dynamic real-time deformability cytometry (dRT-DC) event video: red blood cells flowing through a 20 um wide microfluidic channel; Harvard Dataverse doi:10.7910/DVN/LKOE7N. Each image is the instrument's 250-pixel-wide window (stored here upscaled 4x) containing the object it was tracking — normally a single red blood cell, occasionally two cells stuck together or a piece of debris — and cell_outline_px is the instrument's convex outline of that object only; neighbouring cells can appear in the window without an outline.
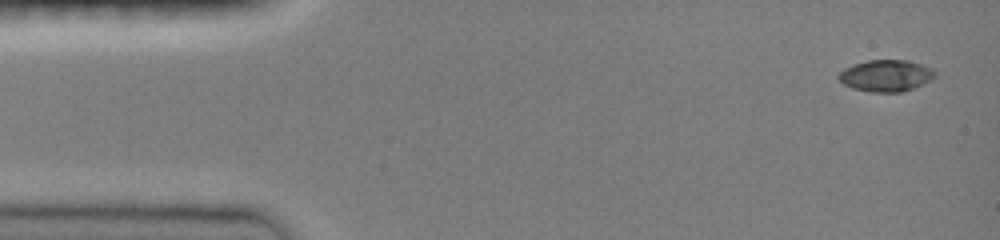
{"species": "common noctule bat (a hibernating species)", "species_latin": "Nyctalus noctula", "temperature_condition": "room temperature", "stored_images_in_passage": 26, "camera_frame_rate_fps": 3000, "um_per_image_px": 0.085, "animal": {"sex": "female", "body_mass_g": 19.0, "forearm_length_mm": 51.5}, "frame": {"image": 1, "passage_image": 1, "time_ms": 0.0, "image_size_px": [1000, 240], "cell_outline_px": [[936, 76], [912, 88], [900, 92], [872, 92], [852, 88], [844, 84], [836, 76], [844, 68], [852, 64], [868, 60], [908, 60], [932, 68], [936, 72]], "centroid_in_image_um": [75.27, 6.42], "position_along_channel_um": 9.7, "area_um2": 17.63}}
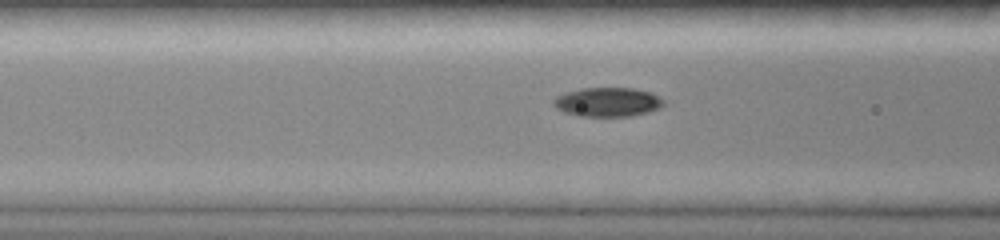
{"frame": {"image": 2, "passage_image": 19, "time_ms": 5.333, "image_size_px": [1000, 240], "cell_outline_px": [[664, 104], [660, 108], [648, 112], [632, 116], [576, 116], [564, 112], [556, 108], [552, 104], [552, 100], [556, 96], [564, 92], [580, 88], [632, 88], [652, 92], [664, 100]], "centroid_in_image_um": [51.62, 8.67], "position_along_channel_um": 115.0, "area_um2": 18.96}}
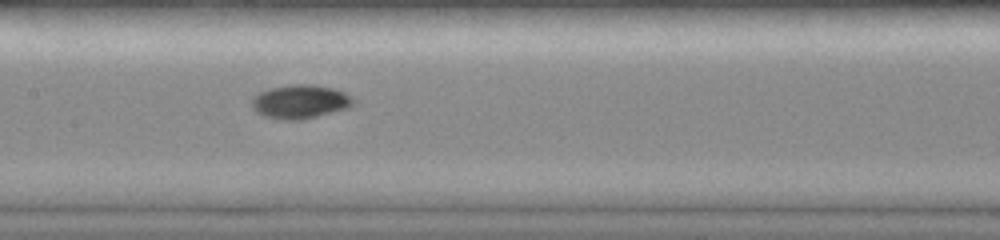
{"frame": {"image": 3, "passage_image": 25, "time_ms": 7.0, "image_size_px": [1000, 240], "cell_outline_px": [[356, 100], [348, 108], [300, 120], [280, 120], [264, 116], [256, 112], [252, 108], [252, 96], [268, 88], [292, 84], [312, 84], [332, 88], [344, 92], [352, 96]], "centroid_in_image_um": [25.49, 8.64], "position_along_channel_um": 181.9, "area_um2": 20.11}}